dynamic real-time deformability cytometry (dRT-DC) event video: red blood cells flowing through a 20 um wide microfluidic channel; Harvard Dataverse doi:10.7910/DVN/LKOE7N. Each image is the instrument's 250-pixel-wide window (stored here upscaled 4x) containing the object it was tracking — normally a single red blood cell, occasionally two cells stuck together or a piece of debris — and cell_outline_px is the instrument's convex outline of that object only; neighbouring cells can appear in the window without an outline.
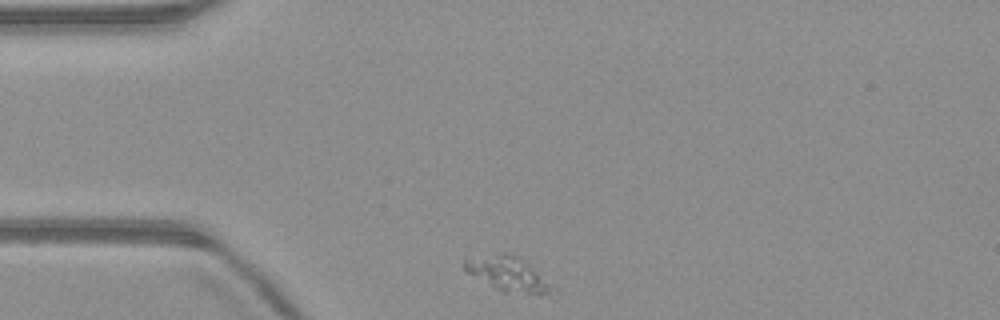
{"species": "common noctule bat (a hibernating species)", "species_latin": "Nyctalus noctula", "temperature_condition": "warm", "stored_images_in_passage": 45, "camera_frame_rate_fps": 3000, "um_per_image_px": 0.085, "animal": {"sex": "male", "body_mass_g": 23.1, "forearm_length_mm": 52.7}, "frame": {"image": 1, "passage_image": 1, "time_ms": 0.0, "image_size_px": [1000, 320], "cell_outline_px": [[556, 288], [540, 296], [536, 296], [504, 292], [464, 272], [464, 260], [500, 252], [508, 252], [520, 256]], "centroid_in_image_um": [43.19, 23.29], "position_along_channel_um": 41.8, "area_um2": 17.86}}
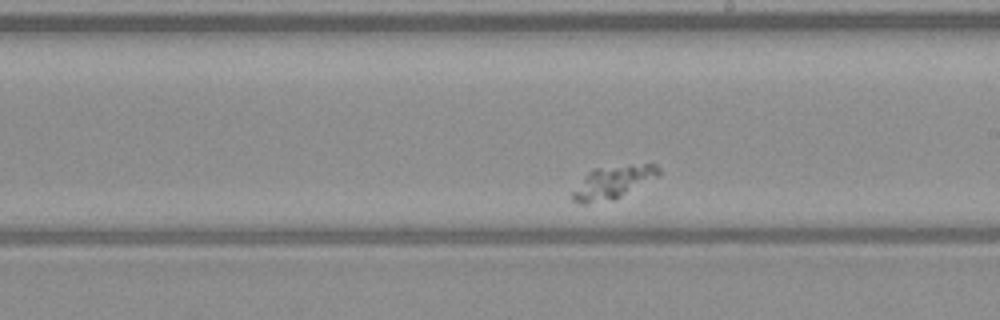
{"frame": {"image": 2, "passage_image": 20, "time_ms": 6.333, "image_size_px": [1000, 320], "cell_outline_px": [[660, 176], [620, 196], [584, 204], [580, 204], [572, 200], [572, 192], [584, 176], [588, 172], [596, 168], [628, 164], [656, 164], [660, 168]], "centroid_in_image_um": [52.13, 15.45], "position_along_channel_um": 236.9, "area_um2": 16.18}}
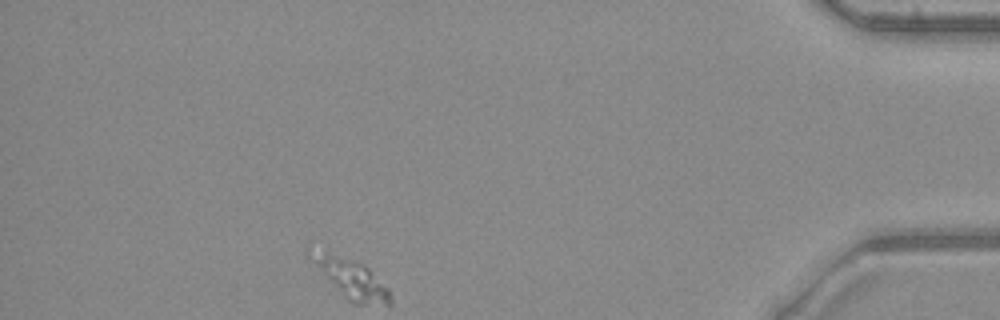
{"frame": {"image": 3, "passage_image": 39, "time_ms": 12.667, "image_size_px": [1000, 320], "cell_outline_px": [[392, 304], [356, 304], [348, 300], [344, 296], [308, 256], [304, 248], [328, 252], [356, 260], [364, 264], [388, 288], [392, 300]], "centroid_in_image_um": [29.87, 23.65], "position_along_channel_um": 405.3, "area_um2": 17.57}}